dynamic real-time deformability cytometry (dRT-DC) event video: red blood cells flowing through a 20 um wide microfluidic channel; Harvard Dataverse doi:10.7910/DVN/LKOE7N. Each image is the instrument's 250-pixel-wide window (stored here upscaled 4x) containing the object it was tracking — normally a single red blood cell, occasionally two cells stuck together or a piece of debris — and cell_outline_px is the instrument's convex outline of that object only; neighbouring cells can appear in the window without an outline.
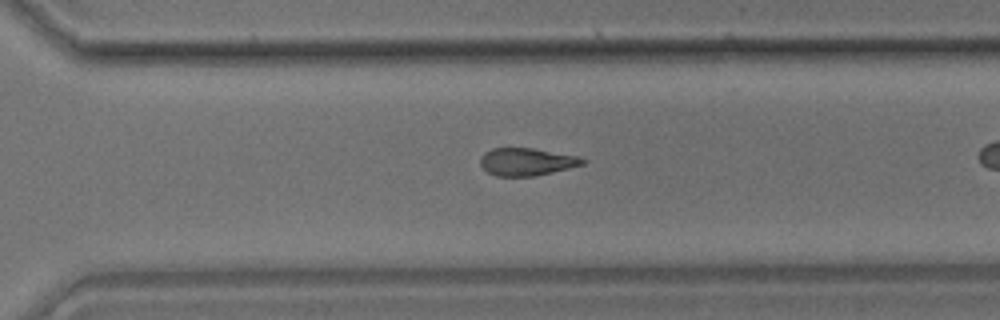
{"species": "common noctule bat (a hibernating species)", "species_latin": "Nyctalus noctula", "temperature_condition": "room temperature", "stored_images_in_passage": 32, "camera_frame_rate_fps": 3000, "um_per_image_px": 0.085, "animal": {"sex": "male", "body_mass_g": 17.9}, "frame": {"image": 1, "passage_image": 28, "time_ms": 9.0, "image_size_px": [1000, 320], "cell_outline_px": [[588, 160], [584, 164], [552, 172], [532, 176], [496, 176], [488, 172], [480, 164], [480, 156], [484, 152], [492, 148], [532, 148], [580, 156]], "centroid_in_image_um": [44.77, 13.74], "position_along_channel_um": 325.8, "area_um2": 16.47}}